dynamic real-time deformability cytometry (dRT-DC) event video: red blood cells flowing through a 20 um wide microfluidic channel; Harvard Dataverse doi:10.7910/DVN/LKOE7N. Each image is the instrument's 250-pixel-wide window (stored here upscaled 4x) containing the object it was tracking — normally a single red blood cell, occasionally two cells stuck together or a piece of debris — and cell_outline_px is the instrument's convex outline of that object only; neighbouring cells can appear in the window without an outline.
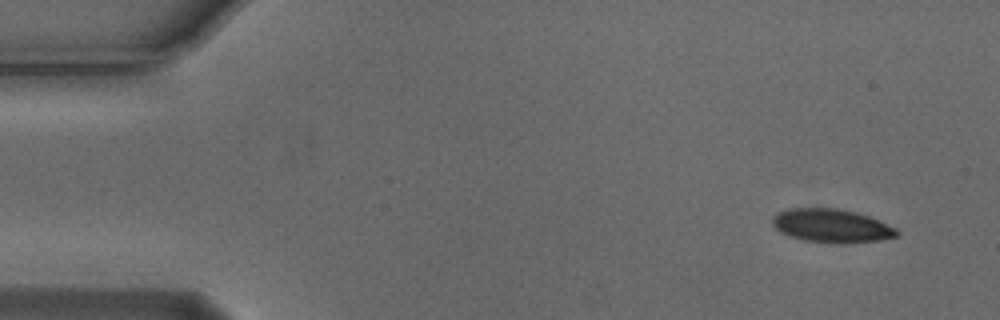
{"species": "Egyptian fruit bat (a non-hibernating species)", "species_latin": "Rousettus aegyptiacus", "temperature_condition": "cold", "stored_images_in_passage": 6, "camera_frame_rate_fps": 3000, "um_per_image_px": 0.085, "animal": {"sex": "male"}, "frame": {"image": 1, "passage_image": 1, "time_ms": 0.0, "image_size_px": [1000, 320], "cell_outline_px": [[900, 232], [896, 236], [876, 240], [840, 244], [804, 240], [780, 232], [772, 224], [772, 220], [780, 212], [792, 208], [836, 208], [856, 212], [868, 216], [896, 228]], "centroid_in_image_um": [70.69, 19.19], "position_along_channel_um": 14.3, "area_um2": 23.87}}
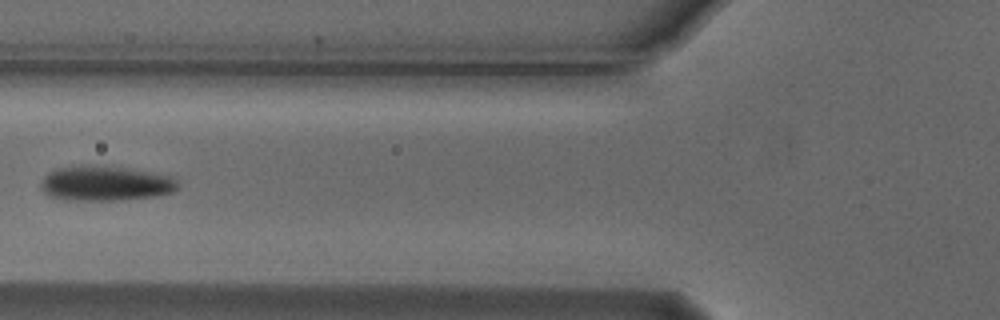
{"frame": {"image": 2, "passage_image": 5, "time_ms": 1.333, "image_size_px": [1000, 320], "cell_outline_px": [[180, 184], [172, 192], [156, 196], [120, 200], [68, 200], [48, 196], [40, 188], [40, 184], [44, 176], [60, 168], [120, 168], [172, 176]], "centroid_in_image_um": [8.98, 15.65], "position_along_channel_um": 116.8, "area_um2": 26.7}}
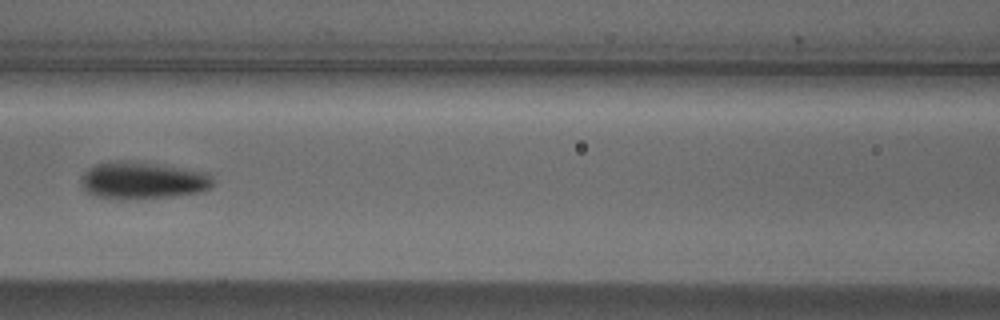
{"frame": {"image": 3, "passage_image": 6, "time_ms": 1.667, "image_size_px": [1000, 320], "cell_outline_px": [[212, 188], [200, 192], [172, 196], [136, 200], [120, 200], [96, 196], [84, 192], [80, 184], [80, 176], [88, 168], [96, 164], [112, 160], [128, 160], [164, 164], [208, 172], [212, 176]], "centroid_in_image_um": [12.09, 15.33], "position_along_channel_um": 154.5, "area_um2": 29.59}}